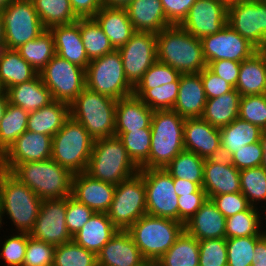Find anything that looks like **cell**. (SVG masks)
Returning a JSON list of instances; mask_svg holds the SVG:
<instances>
[{"label":"cell","instance_id":"d6a6232c","mask_svg":"<svg viewBox=\"0 0 266 266\" xmlns=\"http://www.w3.org/2000/svg\"><path fill=\"white\" fill-rule=\"evenodd\" d=\"M69 117V104L53 100L48 105L29 112L27 130L53 137Z\"/></svg>","mask_w":266,"mask_h":266},{"label":"cell","instance_id":"836d02e7","mask_svg":"<svg viewBox=\"0 0 266 266\" xmlns=\"http://www.w3.org/2000/svg\"><path fill=\"white\" fill-rule=\"evenodd\" d=\"M263 130L239 117L220 128L221 156L228 158L245 145L260 141Z\"/></svg>","mask_w":266,"mask_h":266},{"label":"cell","instance_id":"5b68a950","mask_svg":"<svg viewBox=\"0 0 266 266\" xmlns=\"http://www.w3.org/2000/svg\"><path fill=\"white\" fill-rule=\"evenodd\" d=\"M184 121L172 109L153 112L149 169H164L184 150Z\"/></svg>","mask_w":266,"mask_h":266},{"label":"cell","instance_id":"9a60e30c","mask_svg":"<svg viewBox=\"0 0 266 266\" xmlns=\"http://www.w3.org/2000/svg\"><path fill=\"white\" fill-rule=\"evenodd\" d=\"M117 50L122 58L124 74L135 87L144 73L157 61L156 34L136 31L129 41Z\"/></svg>","mask_w":266,"mask_h":266},{"label":"cell","instance_id":"03108f58","mask_svg":"<svg viewBox=\"0 0 266 266\" xmlns=\"http://www.w3.org/2000/svg\"><path fill=\"white\" fill-rule=\"evenodd\" d=\"M251 266H266V236L256 242Z\"/></svg>","mask_w":266,"mask_h":266},{"label":"cell","instance_id":"a7ac6f4b","mask_svg":"<svg viewBox=\"0 0 266 266\" xmlns=\"http://www.w3.org/2000/svg\"><path fill=\"white\" fill-rule=\"evenodd\" d=\"M133 0H101L102 6L126 8Z\"/></svg>","mask_w":266,"mask_h":266},{"label":"cell","instance_id":"979ff035","mask_svg":"<svg viewBox=\"0 0 266 266\" xmlns=\"http://www.w3.org/2000/svg\"><path fill=\"white\" fill-rule=\"evenodd\" d=\"M4 91H5V89H4L3 85L0 82V94H2Z\"/></svg>","mask_w":266,"mask_h":266},{"label":"cell","instance_id":"ee69618b","mask_svg":"<svg viewBox=\"0 0 266 266\" xmlns=\"http://www.w3.org/2000/svg\"><path fill=\"white\" fill-rule=\"evenodd\" d=\"M241 193L250 206L266 203V169L262 166L240 170Z\"/></svg>","mask_w":266,"mask_h":266},{"label":"cell","instance_id":"6125c7cd","mask_svg":"<svg viewBox=\"0 0 266 266\" xmlns=\"http://www.w3.org/2000/svg\"><path fill=\"white\" fill-rule=\"evenodd\" d=\"M240 66V62L232 60H216L211 61L207 65L213 73L227 81V83L231 84L234 88L237 85Z\"/></svg>","mask_w":266,"mask_h":266},{"label":"cell","instance_id":"ac0fdd59","mask_svg":"<svg viewBox=\"0 0 266 266\" xmlns=\"http://www.w3.org/2000/svg\"><path fill=\"white\" fill-rule=\"evenodd\" d=\"M228 3L224 0H197L179 25L188 33L202 39L219 32L226 24Z\"/></svg>","mask_w":266,"mask_h":266},{"label":"cell","instance_id":"74e56055","mask_svg":"<svg viewBox=\"0 0 266 266\" xmlns=\"http://www.w3.org/2000/svg\"><path fill=\"white\" fill-rule=\"evenodd\" d=\"M37 73L56 55L54 38L49 29L42 32L36 39L22 44L16 49Z\"/></svg>","mask_w":266,"mask_h":266},{"label":"cell","instance_id":"681fc988","mask_svg":"<svg viewBox=\"0 0 266 266\" xmlns=\"http://www.w3.org/2000/svg\"><path fill=\"white\" fill-rule=\"evenodd\" d=\"M238 117L266 131V94L241 96Z\"/></svg>","mask_w":266,"mask_h":266},{"label":"cell","instance_id":"be15d7a7","mask_svg":"<svg viewBox=\"0 0 266 266\" xmlns=\"http://www.w3.org/2000/svg\"><path fill=\"white\" fill-rule=\"evenodd\" d=\"M78 18H93L103 7L101 0H69Z\"/></svg>","mask_w":266,"mask_h":266},{"label":"cell","instance_id":"9c48e42d","mask_svg":"<svg viewBox=\"0 0 266 266\" xmlns=\"http://www.w3.org/2000/svg\"><path fill=\"white\" fill-rule=\"evenodd\" d=\"M86 87L114 100L130 96L134 87L127 80L118 50L90 60L86 70Z\"/></svg>","mask_w":266,"mask_h":266},{"label":"cell","instance_id":"f6af8a7d","mask_svg":"<svg viewBox=\"0 0 266 266\" xmlns=\"http://www.w3.org/2000/svg\"><path fill=\"white\" fill-rule=\"evenodd\" d=\"M180 77L153 89H134L133 94L153 111L173 109L179 91Z\"/></svg>","mask_w":266,"mask_h":266},{"label":"cell","instance_id":"f546056e","mask_svg":"<svg viewBox=\"0 0 266 266\" xmlns=\"http://www.w3.org/2000/svg\"><path fill=\"white\" fill-rule=\"evenodd\" d=\"M93 18L101 26L115 50L125 45L136 32L126 8L103 6Z\"/></svg>","mask_w":266,"mask_h":266},{"label":"cell","instance_id":"11a10c76","mask_svg":"<svg viewBox=\"0 0 266 266\" xmlns=\"http://www.w3.org/2000/svg\"><path fill=\"white\" fill-rule=\"evenodd\" d=\"M94 211L72 196L66 197V227L73 237L88 222Z\"/></svg>","mask_w":266,"mask_h":266},{"label":"cell","instance_id":"6f0895ef","mask_svg":"<svg viewBox=\"0 0 266 266\" xmlns=\"http://www.w3.org/2000/svg\"><path fill=\"white\" fill-rule=\"evenodd\" d=\"M211 200L226 218L245 211L250 207L247 198L241 192L215 195Z\"/></svg>","mask_w":266,"mask_h":266},{"label":"cell","instance_id":"94428289","mask_svg":"<svg viewBox=\"0 0 266 266\" xmlns=\"http://www.w3.org/2000/svg\"><path fill=\"white\" fill-rule=\"evenodd\" d=\"M170 25H180L197 0H160Z\"/></svg>","mask_w":266,"mask_h":266},{"label":"cell","instance_id":"8c879c8a","mask_svg":"<svg viewBox=\"0 0 266 266\" xmlns=\"http://www.w3.org/2000/svg\"><path fill=\"white\" fill-rule=\"evenodd\" d=\"M0 43H5L4 24L2 12L0 11Z\"/></svg>","mask_w":266,"mask_h":266},{"label":"cell","instance_id":"b9fcfbb0","mask_svg":"<svg viewBox=\"0 0 266 266\" xmlns=\"http://www.w3.org/2000/svg\"><path fill=\"white\" fill-rule=\"evenodd\" d=\"M260 51L265 55L266 57V43L263 45V47L260 49Z\"/></svg>","mask_w":266,"mask_h":266},{"label":"cell","instance_id":"7bdbcfd3","mask_svg":"<svg viewBox=\"0 0 266 266\" xmlns=\"http://www.w3.org/2000/svg\"><path fill=\"white\" fill-rule=\"evenodd\" d=\"M121 140L129 157L140 169H149L151 147V129H139L132 132H115Z\"/></svg>","mask_w":266,"mask_h":266},{"label":"cell","instance_id":"f35d334b","mask_svg":"<svg viewBox=\"0 0 266 266\" xmlns=\"http://www.w3.org/2000/svg\"><path fill=\"white\" fill-rule=\"evenodd\" d=\"M28 116L23 108L7 104L0 121V157L27 130Z\"/></svg>","mask_w":266,"mask_h":266},{"label":"cell","instance_id":"1f68e13d","mask_svg":"<svg viewBox=\"0 0 266 266\" xmlns=\"http://www.w3.org/2000/svg\"><path fill=\"white\" fill-rule=\"evenodd\" d=\"M235 89L241 96L266 94V57L260 50L241 62Z\"/></svg>","mask_w":266,"mask_h":266},{"label":"cell","instance_id":"91938a15","mask_svg":"<svg viewBox=\"0 0 266 266\" xmlns=\"http://www.w3.org/2000/svg\"><path fill=\"white\" fill-rule=\"evenodd\" d=\"M207 99L219 97L235 88L224 79L213 73L207 66L200 72Z\"/></svg>","mask_w":266,"mask_h":266},{"label":"cell","instance_id":"89a4df30","mask_svg":"<svg viewBox=\"0 0 266 266\" xmlns=\"http://www.w3.org/2000/svg\"><path fill=\"white\" fill-rule=\"evenodd\" d=\"M8 97L6 91H4L2 94H0V121L2 117L4 116L7 104H8Z\"/></svg>","mask_w":266,"mask_h":266},{"label":"cell","instance_id":"5bb4252c","mask_svg":"<svg viewBox=\"0 0 266 266\" xmlns=\"http://www.w3.org/2000/svg\"><path fill=\"white\" fill-rule=\"evenodd\" d=\"M227 24L260 50L266 43V2L236 0L229 3Z\"/></svg>","mask_w":266,"mask_h":266},{"label":"cell","instance_id":"d590c367","mask_svg":"<svg viewBox=\"0 0 266 266\" xmlns=\"http://www.w3.org/2000/svg\"><path fill=\"white\" fill-rule=\"evenodd\" d=\"M154 266H199V241L183 230Z\"/></svg>","mask_w":266,"mask_h":266},{"label":"cell","instance_id":"cb8c5ba5","mask_svg":"<svg viewBox=\"0 0 266 266\" xmlns=\"http://www.w3.org/2000/svg\"><path fill=\"white\" fill-rule=\"evenodd\" d=\"M184 230L198 241L226 238V217L207 198L200 209L184 223Z\"/></svg>","mask_w":266,"mask_h":266},{"label":"cell","instance_id":"4316f807","mask_svg":"<svg viewBox=\"0 0 266 266\" xmlns=\"http://www.w3.org/2000/svg\"><path fill=\"white\" fill-rule=\"evenodd\" d=\"M153 112L134 94L117 100L115 132L151 129Z\"/></svg>","mask_w":266,"mask_h":266},{"label":"cell","instance_id":"6da1fadb","mask_svg":"<svg viewBox=\"0 0 266 266\" xmlns=\"http://www.w3.org/2000/svg\"><path fill=\"white\" fill-rule=\"evenodd\" d=\"M156 41L157 61L180 74L200 73L207 66L201 39L178 25H171L156 34Z\"/></svg>","mask_w":266,"mask_h":266},{"label":"cell","instance_id":"bcb514c9","mask_svg":"<svg viewBox=\"0 0 266 266\" xmlns=\"http://www.w3.org/2000/svg\"><path fill=\"white\" fill-rule=\"evenodd\" d=\"M53 266H98L97 255L71 240L55 247Z\"/></svg>","mask_w":266,"mask_h":266},{"label":"cell","instance_id":"4dcf8cb0","mask_svg":"<svg viewBox=\"0 0 266 266\" xmlns=\"http://www.w3.org/2000/svg\"><path fill=\"white\" fill-rule=\"evenodd\" d=\"M8 102L27 112L36 111L53 101L50 90L44 85L39 73L32 79L6 90Z\"/></svg>","mask_w":266,"mask_h":266},{"label":"cell","instance_id":"680465c9","mask_svg":"<svg viewBox=\"0 0 266 266\" xmlns=\"http://www.w3.org/2000/svg\"><path fill=\"white\" fill-rule=\"evenodd\" d=\"M207 198L202 187L197 192L178 196V221L184 224L200 209Z\"/></svg>","mask_w":266,"mask_h":266},{"label":"cell","instance_id":"d6986e66","mask_svg":"<svg viewBox=\"0 0 266 266\" xmlns=\"http://www.w3.org/2000/svg\"><path fill=\"white\" fill-rule=\"evenodd\" d=\"M52 137L26 130L0 157V164L9 172L15 165L50 159Z\"/></svg>","mask_w":266,"mask_h":266},{"label":"cell","instance_id":"7c38bea8","mask_svg":"<svg viewBox=\"0 0 266 266\" xmlns=\"http://www.w3.org/2000/svg\"><path fill=\"white\" fill-rule=\"evenodd\" d=\"M1 12L7 49H18L46 30L32 0H14Z\"/></svg>","mask_w":266,"mask_h":266},{"label":"cell","instance_id":"60d3db41","mask_svg":"<svg viewBox=\"0 0 266 266\" xmlns=\"http://www.w3.org/2000/svg\"><path fill=\"white\" fill-rule=\"evenodd\" d=\"M82 42L89 60H93L113 52L109 38L94 18H79Z\"/></svg>","mask_w":266,"mask_h":266},{"label":"cell","instance_id":"c3c4849f","mask_svg":"<svg viewBox=\"0 0 266 266\" xmlns=\"http://www.w3.org/2000/svg\"><path fill=\"white\" fill-rule=\"evenodd\" d=\"M262 236H246L226 239L227 266H251L256 242Z\"/></svg>","mask_w":266,"mask_h":266},{"label":"cell","instance_id":"e7e4bbea","mask_svg":"<svg viewBox=\"0 0 266 266\" xmlns=\"http://www.w3.org/2000/svg\"><path fill=\"white\" fill-rule=\"evenodd\" d=\"M174 188L178 196L197 192L201 187L189 180L174 178Z\"/></svg>","mask_w":266,"mask_h":266},{"label":"cell","instance_id":"30bf717a","mask_svg":"<svg viewBox=\"0 0 266 266\" xmlns=\"http://www.w3.org/2000/svg\"><path fill=\"white\" fill-rule=\"evenodd\" d=\"M106 213L113 225L121 231H126L147 214L145 184L139 173L115 186L114 198Z\"/></svg>","mask_w":266,"mask_h":266},{"label":"cell","instance_id":"44dd1931","mask_svg":"<svg viewBox=\"0 0 266 266\" xmlns=\"http://www.w3.org/2000/svg\"><path fill=\"white\" fill-rule=\"evenodd\" d=\"M184 149L205 159L220 157V128L210 125L202 118H185Z\"/></svg>","mask_w":266,"mask_h":266},{"label":"cell","instance_id":"11e5206c","mask_svg":"<svg viewBox=\"0 0 266 266\" xmlns=\"http://www.w3.org/2000/svg\"><path fill=\"white\" fill-rule=\"evenodd\" d=\"M6 50H7L6 43H0V59L3 57V54Z\"/></svg>","mask_w":266,"mask_h":266},{"label":"cell","instance_id":"7dc6e473","mask_svg":"<svg viewBox=\"0 0 266 266\" xmlns=\"http://www.w3.org/2000/svg\"><path fill=\"white\" fill-rule=\"evenodd\" d=\"M246 236H262L259 230L258 211L252 206L226 218V239Z\"/></svg>","mask_w":266,"mask_h":266},{"label":"cell","instance_id":"277c9868","mask_svg":"<svg viewBox=\"0 0 266 266\" xmlns=\"http://www.w3.org/2000/svg\"><path fill=\"white\" fill-rule=\"evenodd\" d=\"M184 224L170 218L145 214L126 231L147 262L156 263L183 232Z\"/></svg>","mask_w":266,"mask_h":266},{"label":"cell","instance_id":"e0dca14e","mask_svg":"<svg viewBox=\"0 0 266 266\" xmlns=\"http://www.w3.org/2000/svg\"><path fill=\"white\" fill-rule=\"evenodd\" d=\"M203 55L207 65L216 60L242 62L258 49L226 24L219 32L201 39Z\"/></svg>","mask_w":266,"mask_h":266},{"label":"cell","instance_id":"e575fe53","mask_svg":"<svg viewBox=\"0 0 266 266\" xmlns=\"http://www.w3.org/2000/svg\"><path fill=\"white\" fill-rule=\"evenodd\" d=\"M240 97L234 89L219 97L207 99L201 118L217 128L227 126L239 116Z\"/></svg>","mask_w":266,"mask_h":266},{"label":"cell","instance_id":"7a4b0ae2","mask_svg":"<svg viewBox=\"0 0 266 266\" xmlns=\"http://www.w3.org/2000/svg\"><path fill=\"white\" fill-rule=\"evenodd\" d=\"M9 173L27 185L42 200L72 195L73 175L52 158L15 165Z\"/></svg>","mask_w":266,"mask_h":266},{"label":"cell","instance_id":"816d5d0a","mask_svg":"<svg viewBox=\"0 0 266 266\" xmlns=\"http://www.w3.org/2000/svg\"><path fill=\"white\" fill-rule=\"evenodd\" d=\"M226 238L199 241V266H227Z\"/></svg>","mask_w":266,"mask_h":266},{"label":"cell","instance_id":"3957f363","mask_svg":"<svg viewBox=\"0 0 266 266\" xmlns=\"http://www.w3.org/2000/svg\"><path fill=\"white\" fill-rule=\"evenodd\" d=\"M140 168L129 157L118 136L94 141L92 153L85 171L93 179L119 184L137 173Z\"/></svg>","mask_w":266,"mask_h":266},{"label":"cell","instance_id":"003e7915","mask_svg":"<svg viewBox=\"0 0 266 266\" xmlns=\"http://www.w3.org/2000/svg\"><path fill=\"white\" fill-rule=\"evenodd\" d=\"M260 208V209H259ZM265 209V210H264ZM257 211H258V220H259V230H260V234L262 236H266V203L262 206L259 205V207H257ZM263 214V215H262ZM265 220V221H264ZM264 221V222H263ZM265 223V224H264ZM264 229V230H263Z\"/></svg>","mask_w":266,"mask_h":266},{"label":"cell","instance_id":"ffe728a7","mask_svg":"<svg viewBox=\"0 0 266 266\" xmlns=\"http://www.w3.org/2000/svg\"><path fill=\"white\" fill-rule=\"evenodd\" d=\"M202 188L209 199L215 195L241 192L240 171L223 156L206 158Z\"/></svg>","mask_w":266,"mask_h":266},{"label":"cell","instance_id":"2644e50d","mask_svg":"<svg viewBox=\"0 0 266 266\" xmlns=\"http://www.w3.org/2000/svg\"><path fill=\"white\" fill-rule=\"evenodd\" d=\"M260 142L263 149V157L261 166L266 169V131H263L261 134Z\"/></svg>","mask_w":266,"mask_h":266},{"label":"cell","instance_id":"db71d44e","mask_svg":"<svg viewBox=\"0 0 266 266\" xmlns=\"http://www.w3.org/2000/svg\"><path fill=\"white\" fill-rule=\"evenodd\" d=\"M55 246L28 237L23 266H50L54 263Z\"/></svg>","mask_w":266,"mask_h":266},{"label":"cell","instance_id":"f907efd6","mask_svg":"<svg viewBox=\"0 0 266 266\" xmlns=\"http://www.w3.org/2000/svg\"><path fill=\"white\" fill-rule=\"evenodd\" d=\"M13 232L11 236L0 239V258L4 266H23L29 233Z\"/></svg>","mask_w":266,"mask_h":266},{"label":"cell","instance_id":"52a82bcc","mask_svg":"<svg viewBox=\"0 0 266 266\" xmlns=\"http://www.w3.org/2000/svg\"><path fill=\"white\" fill-rule=\"evenodd\" d=\"M94 141L82 124L69 117L52 137L51 158L72 174L85 172Z\"/></svg>","mask_w":266,"mask_h":266},{"label":"cell","instance_id":"7402d4cb","mask_svg":"<svg viewBox=\"0 0 266 266\" xmlns=\"http://www.w3.org/2000/svg\"><path fill=\"white\" fill-rule=\"evenodd\" d=\"M115 186L112 183L93 179L82 172L73 175L71 196L94 212L106 213L113 201Z\"/></svg>","mask_w":266,"mask_h":266},{"label":"cell","instance_id":"4fadbf2b","mask_svg":"<svg viewBox=\"0 0 266 266\" xmlns=\"http://www.w3.org/2000/svg\"><path fill=\"white\" fill-rule=\"evenodd\" d=\"M146 190L147 214L178 221L174 178L165 169H140Z\"/></svg>","mask_w":266,"mask_h":266},{"label":"cell","instance_id":"484cf974","mask_svg":"<svg viewBox=\"0 0 266 266\" xmlns=\"http://www.w3.org/2000/svg\"><path fill=\"white\" fill-rule=\"evenodd\" d=\"M49 30L54 38L56 54L86 70L90 60L82 42L79 19L74 23L54 26Z\"/></svg>","mask_w":266,"mask_h":266},{"label":"cell","instance_id":"09005b40","mask_svg":"<svg viewBox=\"0 0 266 266\" xmlns=\"http://www.w3.org/2000/svg\"><path fill=\"white\" fill-rule=\"evenodd\" d=\"M142 266H154V263L153 262H146L144 265Z\"/></svg>","mask_w":266,"mask_h":266},{"label":"cell","instance_id":"603a6c76","mask_svg":"<svg viewBox=\"0 0 266 266\" xmlns=\"http://www.w3.org/2000/svg\"><path fill=\"white\" fill-rule=\"evenodd\" d=\"M146 262L130 234L121 230L97 254L98 266H142Z\"/></svg>","mask_w":266,"mask_h":266},{"label":"cell","instance_id":"b9f144b4","mask_svg":"<svg viewBox=\"0 0 266 266\" xmlns=\"http://www.w3.org/2000/svg\"><path fill=\"white\" fill-rule=\"evenodd\" d=\"M204 161L205 158L184 149L164 169L173 178L186 179L202 187Z\"/></svg>","mask_w":266,"mask_h":266},{"label":"cell","instance_id":"753ad0ef","mask_svg":"<svg viewBox=\"0 0 266 266\" xmlns=\"http://www.w3.org/2000/svg\"><path fill=\"white\" fill-rule=\"evenodd\" d=\"M6 172L5 168L0 164V208L2 198V175Z\"/></svg>","mask_w":266,"mask_h":266},{"label":"cell","instance_id":"8992f818","mask_svg":"<svg viewBox=\"0 0 266 266\" xmlns=\"http://www.w3.org/2000/svg\"><path fill=\"white\" fill-rule=\"evenodd\" d=\"M117 100L87 87L71 102L70 117L82 124L94 139L114 136Z\"/></svg>","mask_w":266,"mask_h":266},{"label":"cell","instance_id":"8d00e7d4","mask_svg":"<svg viewBox=\"0 0 266 266\" xmlns=\"http://www.w3.org/2000/svg\"><path fill=\"white\" fill-rule=\"evenodd\" d=\"M37 74L16 49H7L0 59V82L5 91L14 85L32 80Z\"/></svg>","mask_w":266,"mask_h":266},{"label":"cell","instance_id":"8fae6325","mask_svg":"<svg viewBox=\"0 0 266 266\" xmlns=\"http://www.w3.org/2000/svg\"><path fill=\"white\" fill-rule=\"evenodd\" d=\"M53 100L71 104L86 87L85 69L55 55L40 71Z\"/></svg>","mask_w":266,"mask_h":266},{"label":"cell","instance_id":"d4e9b609","mask_svg":"<svg viewBox=\"0 0 266 266\" xmlns=\"http://www.w3.org/2000/svg\"><path fill=\"white\" fill-rule=\"evenodd\" d=\"M206 101L200 73L181 74L178 97L172 110L183 118H201Z\"/></svg>","mask_w":266,"mask_h":266},{"label":"cell","instance_id":"2a66077c","mask_svg":"<svg viewBox=\"0 0 266 266\" xmlns=\"http://www.w3.org/2000/svg\"><path fill=\"white\" fill-rule=\"evenodd\" d=\"M5 214L3 212V210L0 208V229H2L3 225L2 224H5L4 223V220L6 219V217H4ZM4 217V218H3ZM4 219V220H3Z\"/></svg>","mask_w":266,"mask_h":266},{"label":"cell","instance_id":"2e32d148","mask_svg":"<svg viewBox=\"0 0 266 266\" xmlns=\"http://www.w3.org/2000/svg\"><path fill=\"white\" fill-rule=\"evenodd\" d=\"M29 236L55 247L72 240L66 227V197L42 200Z\"/></svg>","mask_w":266,"mask_h":266},{"label":"cell","instance_id":"f5cc1de1","mask_svg":"<svg viewBox=\"0 0 266 266\" xmlns=\"http://www.w3.org/2000/svg\"><path fill=\"white\" fill-rule=\"evenodd\" d=\"M180 73L171 66L156 61L143 75L134 89H153L171 82H175Z\"/></svg>","mask_w":266,"mask_h":266},{"label":"cell","instance_id":"ba28073f","mask_svg":"<svg viewBox=\"0 0 266 266\" xmlns=\"http://www.w3.org/2000/svg\"><path fill=\"white\" fill-rule=\"evenodd\" d=\"M1 209L15 232L30 233L38 217L42 199L9 172L2 175Z\"/></svg>","mask_w":266,"mask_h":266},{"label":"cell","instance_id":"9f6ffc18","mask_svg":"<svg viewBox=\"0 0 266 266\" xmlns=\"http://www.w3.org/2000/svg\"><path fill=\"white\" fill-rule=\"evenodd\" d=\"M263 157V149L261 142H255L249 145H245L238 151L231 154L228 159L231 164L240 170L246 168H254L261 166Z\"/></svg>","mask_w":266,"mask_h":266},{"label":"cell","instance_id":"34e18365","mask_svg":"<svg viewBox=\"0 0 266 266\" xmlns=\"http://www.w3.org/2000/svg\"><path fill=\"white\" fill-rule=\"evenodd\" d=\"M12 1L14 0H0V11H2Z\"/></svg>","mask_w":266,"mask_h":266},{"label":"cell","instance_id":"f1b7e54d","mask_svg":"<svg viewBox=\"0 0 266 266\" xmlns=\"http://www.w3.org/2000/svg\"><path fill=\"white\" fill-rule=\"evenodd\" d=\"M118 231L107 213L94 212L72 240L97 255Z\"/></svg>","mask_w":266,"mask_h":266},{"label":"cell","instance_id":"83f0119b","mask_svg":"<svg viewBox=\"0 0 266 266\" xmlns=\"http://www.w3.org/2000/svg\"><path fill=\"white\" fill-rule=\"evenodd\" d=\"M132 26L137 32L158 34L170 27L160 0H133L126 7Z\"/></svg>","mask_w":266,"mask_h":266},{"label":"cell","instance_id":"ab89813d","mask_svg":"<svg viewBox=\"0 0 266 266\" xmlns=\"http://www.w3.org/2000/svg\"><path fill=\"white\" fill-rule=\"evenodd\" d=\"M32 3L46 29L74 23L79 19L69 0H32Z\"/></svg>","mask_w":266,"mask_h":266}]
</instances>
